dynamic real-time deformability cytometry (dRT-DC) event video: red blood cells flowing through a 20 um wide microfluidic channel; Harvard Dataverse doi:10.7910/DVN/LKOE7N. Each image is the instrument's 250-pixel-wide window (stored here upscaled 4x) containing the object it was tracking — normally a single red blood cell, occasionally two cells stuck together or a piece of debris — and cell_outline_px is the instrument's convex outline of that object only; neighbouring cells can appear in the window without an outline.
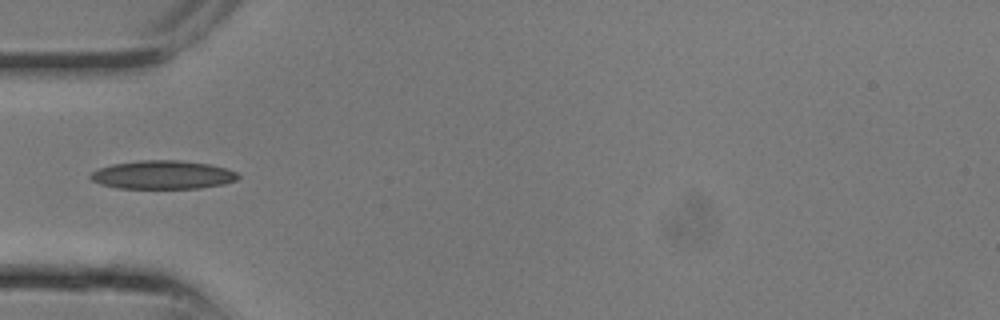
{"species": "common noctule bat (a hibernating species)", "species_latin": "Nyctalus noctula", "temperature_condition": "room temperature", "stored_images_in_passage": 8, "camera_frame_rate_fps": 3000, "um_per_image_px": 0.085, "animal": {"sex": "male", "body_mass_g": 13.3}, "frame": {"image": 1, "passage_image": 7, "time_ms": 2.0, "image_size_px": [1000, 320], "cell_outline_px": [[240, 176], [236, 180], [224, 184], [200, 188], [116, 188], [100, 184], [92, 180], [88, 176], [92, 172], [100, 168], [112, 164], [140, 160], [180, 160], [208, 164], [224, 168], [236, 172]], "centroid_in_image_um": [13.81, 14.86], "position_along_channel_um": 71.2, "area_um2": 24.45}}